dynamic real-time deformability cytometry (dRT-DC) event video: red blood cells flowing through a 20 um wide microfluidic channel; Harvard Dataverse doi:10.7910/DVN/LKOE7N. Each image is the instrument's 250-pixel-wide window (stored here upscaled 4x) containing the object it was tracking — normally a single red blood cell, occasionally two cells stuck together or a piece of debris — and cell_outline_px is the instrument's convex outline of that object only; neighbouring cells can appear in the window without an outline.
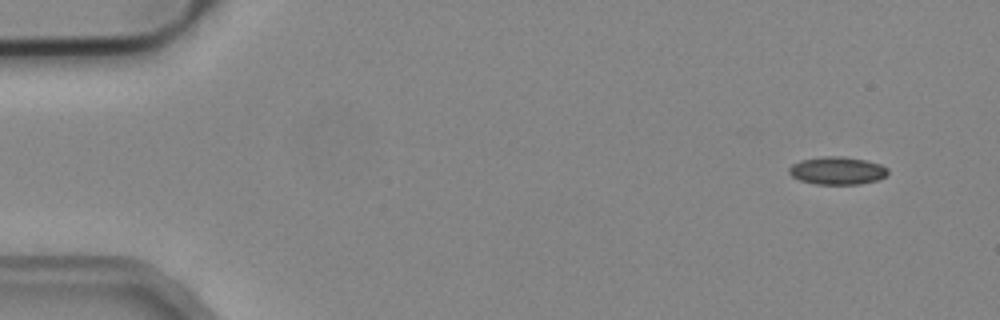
{"species": "common noctule bat (a hibernating species)", "species_latin": "Nyctalus noctula", "temperature_condition": "cold", "stored_images_in_passage": 4, "camera_frame_rate_fps": 3000, "um_per_image_px": 0.085, "animal": {"sex": "male", "body_mass_g": 19.2, "forearm_length_mm": 51.8}, "frame": {"image": 1, "passage_image": 1, "time_ms": 0.0, "image_size_px": [1000, 320], "cell_outline_px": [[888, 172], [884, 176], [876, 180], [860, 184], [816, 184], [800, 180], [792, 176], [788, 172], [788, 168], [792, 164], [800, 160], [828, 156], [840, 156], [864, 160], [880, 164], [888, 168]], "centroid_in_image_um": [71.14, 14.5], "position_along_channel_um": 13.9, "area_um2": 15.84}}
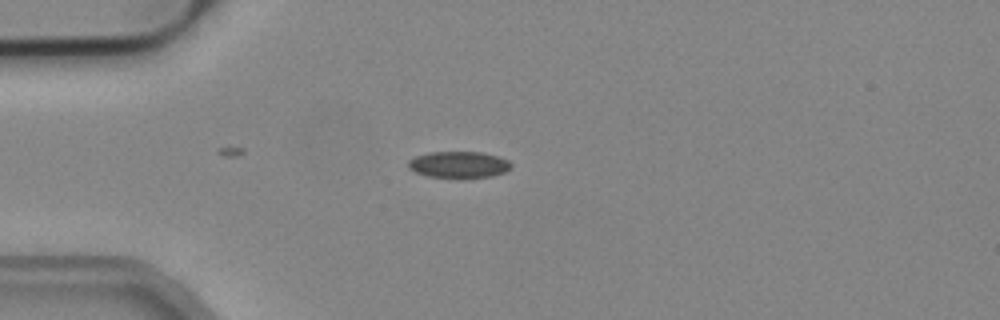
{"frame": {"image": 2, "passage_image": 4, "time_ms": 1.0, "image_size_px": [1000, 320], "cell_outline_px": [[512, 168], [504, 172], [492, 176], [460, 180], [428, 176], [416, 172], [408, 168], [408, 160], [416, 156], [432, 152], [480, 152], [496, 156], [508, 160], [512, 164]], "centroid_in_image_um": [39.01, 14.03], "position_along_channel_um": 46.0, "area_um2": 16.3}}